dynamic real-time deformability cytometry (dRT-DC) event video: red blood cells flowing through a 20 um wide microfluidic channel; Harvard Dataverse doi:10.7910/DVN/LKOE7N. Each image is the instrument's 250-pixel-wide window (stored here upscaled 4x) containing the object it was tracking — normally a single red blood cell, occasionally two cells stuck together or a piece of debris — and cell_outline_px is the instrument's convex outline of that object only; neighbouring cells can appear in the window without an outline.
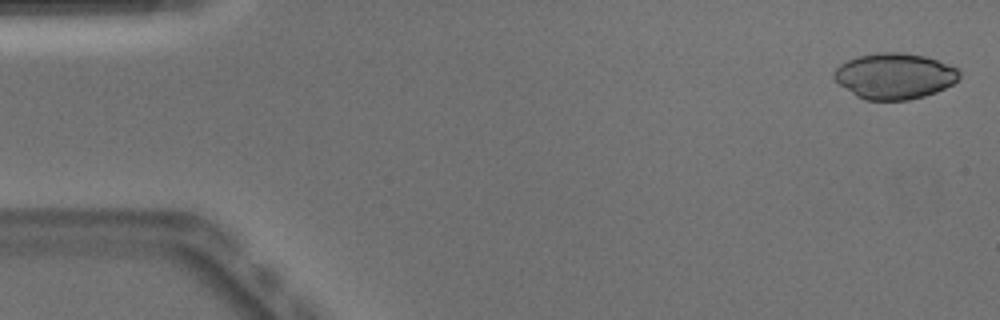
{"species": "Egyptian fruit bat (a non-hibernating species)", "species_latin": "Rousettus aegyptiacus", "temperature_condition": "warm", "stored_images_in_passage": 50, "camera_frame_rate_fps": 3000, "um_per_image_px": 0.085, "animal": {"sex": "male"}, "frame": {"image": 1, "passage_image": 1, "time_ms": 0.0, "image_size_px": [1000, 320], "cell_outline_px": [[960, 76], [952, 84], [936, 92], [924, 96], [908, 100], [864, 100], [856, 96], [840, 84], [832, 76], [832, 72], [840, 64], [848, 60], [860, 56], [880, 52], [900, 52], [924, 56], [948, 64], [956, 68], [960, 72]], "centroid_in_image_um": [76.02, 6.47], "position_along_channel_um": 9.0, "area_um2": 33.29}}
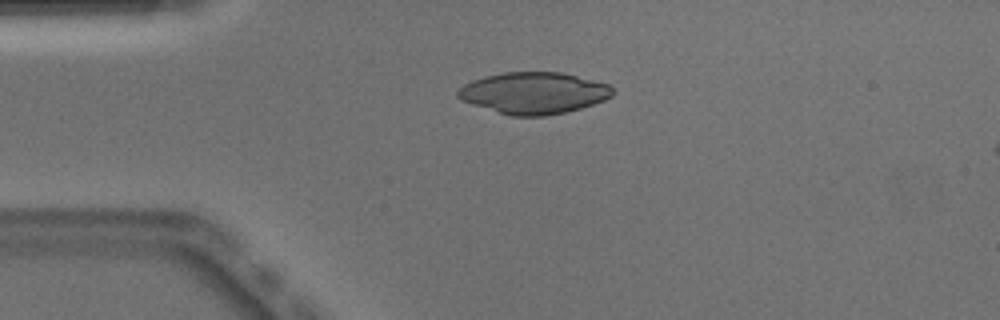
{"frame": {"image": 2, "passage_image": 11, "time_ms": 3.333, "image_size_px": [1000, 320], "cell_outline_px": [[612, 96], [604, 100], [580, 108], [564, 112], [544, 116], [512, 116], [472, 104], [460, 100], [456, 96], [456, 92], [464, 84], [472, 80], [484, 76], [504, 72], [560, 72], [608, 84], [612, 88]], "centroid_in_image_um": [45.32, 7.9], "position_along_channel_um": 39.7, "area_um2": 37.22}}